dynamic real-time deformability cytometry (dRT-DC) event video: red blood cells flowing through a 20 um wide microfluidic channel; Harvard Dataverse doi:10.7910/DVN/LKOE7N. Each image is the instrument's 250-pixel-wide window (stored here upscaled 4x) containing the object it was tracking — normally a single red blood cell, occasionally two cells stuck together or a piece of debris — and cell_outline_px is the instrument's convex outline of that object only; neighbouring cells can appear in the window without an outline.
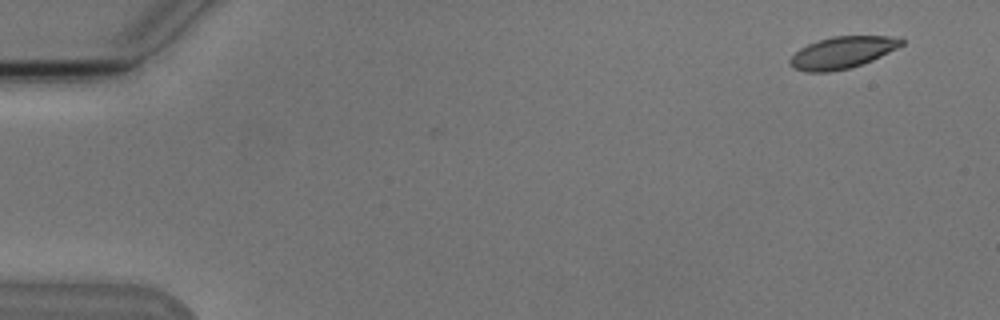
{"species": "Egyptian fruit bat (a non-hibernating species)", "species_latin": "Rousettus aegyptiacus", "temperature_condition": "cold", "stored_images_in_passage": 5, "camera_frame_rate_fps": 3000, "um_per_image_px": 0.085, "animal": {"sex": "male"}, "frame": {"image": 1, "passage_image": 1, "time_ms": 0.0, "image_size_px": [1000, 320], "cell_outline_px": [[904, 44], [872, 60], [848, 68], [828, 72], [804, 72], [792, 68], [788, 64], [788, 60], [800, 48], [808, 44], [832, 36], [888, 36], [904, 40]], "centroid_in_image_um": [71.53, 4.47], "position_along_channel_um": 13.5, "area_um2": 20.46}}